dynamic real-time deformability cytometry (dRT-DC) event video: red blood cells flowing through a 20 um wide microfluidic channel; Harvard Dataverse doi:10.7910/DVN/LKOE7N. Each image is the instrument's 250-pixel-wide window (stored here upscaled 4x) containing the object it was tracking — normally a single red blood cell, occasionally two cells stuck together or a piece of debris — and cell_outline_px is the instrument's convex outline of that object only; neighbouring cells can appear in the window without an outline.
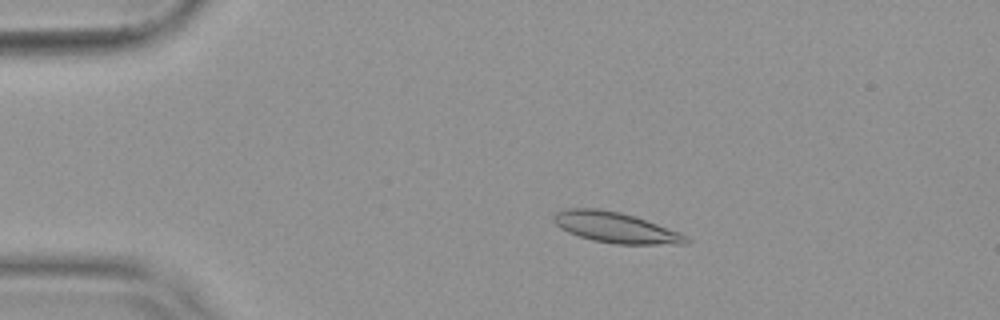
{"species": "common noctule bat (a hibernating species)", "species_latin": "Nyctalus noctula", "temperature_condition": "warm", "stored_images_in_passage": 54, "camera_frame_rate_fps": 3000, "um_per_image_px": 0.085, "animal": {"sex": "female", "body_mass_g": 19.9}, "frame": {"image": 1, "passage_image": 11, "time_ms": 3.333, "image_size_px": [1000, 320], "cell_outline_px": [[692, 240], [688, 244], [616, 244], [592, 240], [568, 232], [560, 228], [552, 220], [552, 216], [556, 212], [564, 208], [600, 208], [620, 212], [656, 224], [688, 236]], "centroid_in_image_um": [52.29, 19.34], "position_along_channel_um": 32.7, "area_um2": 23.52}}
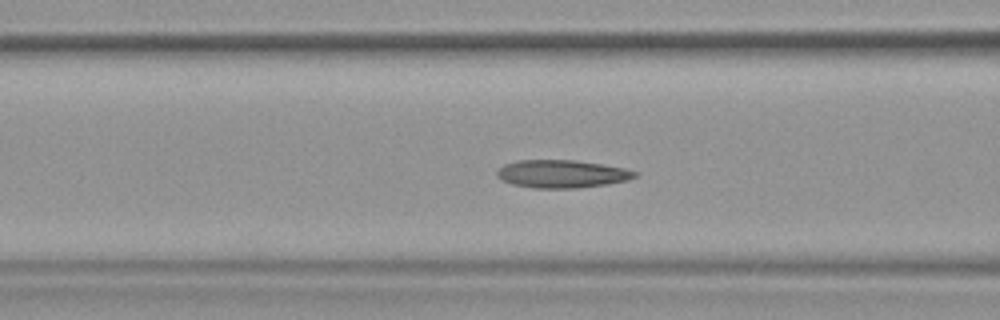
{"frame": {"image": 2, "passage_image": 22, "time_ms": 7.0, "image_size_px": [1000, 320], "cell_outline_px": [[640, 172], [636, 176], [628, 180], [608, 184], [576, 188], [532, 188], [512, 184], [496, 176], [496, 172], [504, 164], [516, 160], [576, 160], [624, 168]], "centroid_in_image_um": [47.76, 14.78], "position_along_channel_um": 118.8, "area_um2": 22.43}}
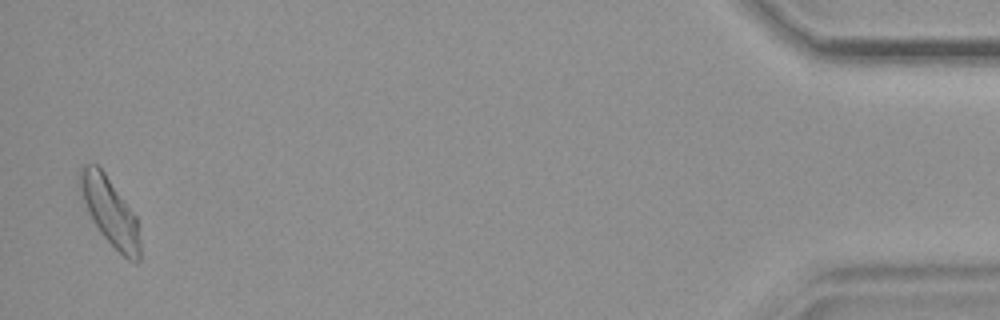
{"frame": {"image": 3, "passage_image": 53, "time_ms": 17.333, "image_size_px": [1000, 320], "cell_outline_px": [[140, 260], [128, 260], [100, 232], [88, 212], [80, 192], [76, 180], [80, 168], [84, 164], [96, 164], [104, 172], [136, 216], [140, 240]], "centroid_in_image_um": [9.31, 17.93], "position_along_channel_um": 425.9, "area_um2": 23.41}, "authors_computed_cell_mechanics": {"area_um2": 22.3975, "velocity_mm_per_s": 3.7684, "shape_relaxation_time_tau1_ms": null, "shape_relaxation_time_tau2_ms": 1.7629, "deformation_change_tau1": null, "deformation_change_tau2": 0.0778}}